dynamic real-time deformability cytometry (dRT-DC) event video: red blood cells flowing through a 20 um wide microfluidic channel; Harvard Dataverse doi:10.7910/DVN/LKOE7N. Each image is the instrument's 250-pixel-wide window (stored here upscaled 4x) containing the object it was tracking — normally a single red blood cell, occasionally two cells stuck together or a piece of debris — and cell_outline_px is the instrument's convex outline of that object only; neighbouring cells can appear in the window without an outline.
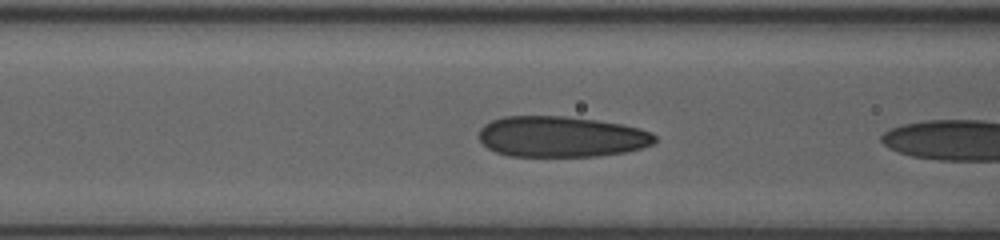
{"species": "human", "species_latin": "Homo sapiens", "temperature_condition": "room temperature", "stored_images_in_passage": 23, "camera_frame_rate_fps": 3000, "um_per_image_px": 0.085, "donor": {"sex": "female"}, "frame": {"image": 1, "passage_image": 3, "time_ms": 0.667, "image_size_px": [1000, 240], "cell_outline_px": [[656, 140], [652, 144], [640, 148], [624, 152], [596, 156], [508, 156], [496, 152], [488, 148], [480, 140], [480, 128], [484, 124], [492, 120], [504, 116], [568, 116], [596, 120], [620, 124], [640, 128], [652, 132], [656, 136]], "centroid_in_image_um": [47.7, 11.61], "position_along_channel_um": 118.9, "area_um2": 41.85}}
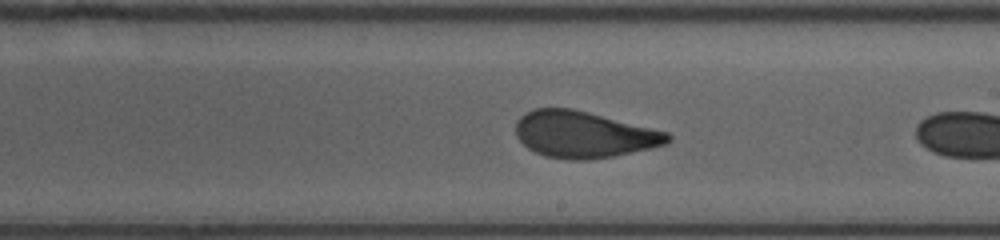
{"frame": {"image": 2, "passage_image": 12, "time_ms": 3.667, "image_size_px": [1000, 240], "cell_outline_px": [[672, 140], [668, 144], [652, 148], [612, 156], [584, 160], [568, 160], [544, 156], [528, 148], [516, 136], [516, 120], [524, 112], [536, 108], [572, 108], [668, 132], [672, 136]], "centroid_in_image_um": [49.62, 11.43], "position_along_channel_um": 239.4, "area_um2": 41.21}}
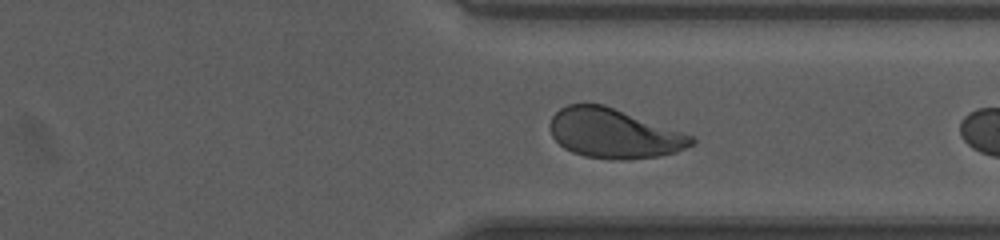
{"frame": {"image": 3, "passage_image": 21, "time_ms": 6.667, "image_size_px": [1000, 240], "cell_outline_px": [[696, 140], [692, 144], [676, 152], [660, 156], [624, 160], [612, 160], [584, 156], [572, 152], [564, 148], [552, 136], [548, 124], [552, 116], [560, 108], [568, 104], [604, 104], [692, 136]], "centroid_in_image_um": [52.13, 11.35], "position_along_channel_um": 359.3, "area_um2": 40.63}}